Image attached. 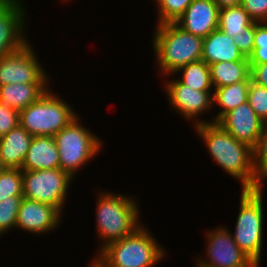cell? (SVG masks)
<instances>
[{
  "instance_id": "1",
  "label": "cell",
  "mask_w": 267,
  "mask_h": 267,
  "mask_svg": "<svg viewBox=\"0 0 267 267\" xmlns=\"http://www.w3.org/2000/svg\"><path fill=\"white\" fill-rule=\"evenodd\" d=\"M194 128L203 139L212 159L241 182L242 190L262 188L256 178L252 147L237 141L216 122L198 119Z\"/></svg>"
},
{
  "instance_id": "2",
  "label": "cell",
  "mask_w": 267,
  "mask_h": 267,
  "mask_svg": "<svg viewBox=\"0 0 267 267\" xmlns=\"http://www.w3.org/2000/svg\"><path fill=\"white\" fill-rule=\"evenodd\" d=\"M152 44L158 68L166 76L202 57L203 38L183 30L175 22L157 24Z\"/></svg>"
},
{
  "instance_id": "3",
  "label": "cell",
  "mask_w": 267,
  "mask_h": 267,
  "mask_svg": "<svg viewBox=\"0 0 267 267\" xmlns=\"http://www.w3.org/2000/svg\"><path fill=\"white\" fill-rule=\"evenodd\" d=\"M142 225L133 233L109 243L94 259L102 267H153L165 256V250Z\"/></svg>"
},
{
  "instance_id": "4",
  "label": "cell",
  "mask_w": 267,
  "mask_h": 267,
  "mask_svg": "<svg viewBox=\"0 0 267 267\" xmlns=\"http://www.w3.org/2000/svg\"><path fill=\"white\" fill-rule=\"evenodd\" d=\"M96 203L98 236L104 242L100 250L111 242L121 240L141 226L139 209L132 196L100 192Z\"/></svg>"
},
{
  "instance_id": "5",
  "label": "cell",
  "mask_w": 267,
  "mask_h": 267,
  "mask_svg": "<svg viewBox=\"0 0 267 267\" xmlns=\"http://www.w3.org/2000/svg\"><path fill=\"white\" fill-rule=\"evenodd\" d=\"M262 192V188L242 190L240 210L232 234L235 243L257 266H260L265 217Z\"/></svg>"
},
{
  "instance_id": "6",
  "label": "cell",
  "mask_w": 267,
  "mask_h": 267,
  "mask_svg": "<svg viewBox=\"0 0 267 267\" xmlns=\"http://www.w3.org/2000/svg\"><path fill=\"white\" fill-rule=\"evenodd\" d=\"M49 91L19 111V124L32 136H54L78 116L69 104Z\"/></svg>"
},
{
  "instance_id": "7",
  "label": "cell",
  "mask_w": 267,
  "mask_h": 267,
  "mask_svg": "<svg viewBox=\"0 0 267 267\" xmlns=\"http://www.w3.org/2000/svg\"><path fill=\"white\" fill-rule=\"evenodd\" d=\"M78 116L54 135L58 148L60 168L72 178L101 148L100 139L83 127Z\"/></svg>"
},
{
  "instance_id": "8",
  "label": "cell",
  "mask_w": 267,
  "mask_h": 267,
  "mask_svg": "<svg viewBox=\"0 0 267 267\" xmlns=\"http://www.w3.org/2000/svg\"><path fill=\"white\" fill-rule=\"evenodd\" d=\"M23 197L56 207L60 212L73 178L61 168L22 171Z\"/></svg>"
},
{
  "instance_id": "9",
  "label": "cell",
  "mask_w": 267,
  "mask_h": 267,
  "mask_svg": "<svg viewBox=\"0 0 267 267\" xmlns=\"http://www.w3.org/2000/svg\"><path fill=\"white\" fill-rule=\"evenodd\" d=\"M46 75L29 41L0 58V86L10 83H49Z\"/></svg>"
},
{
  "instance_id": "10",
  "label": "cell",
  "mask_w": 267,
  "mask_h": 267,
  "mask_svg": "<svg viewBox=\"0 0 267 267\" xmlns=\"http://www.w3.org/2000/svg\"><path fill=\"white\" fill-rule=\"evenodd\" d=\"M207 233V258H199L198 267H258L239 248L226 227H219Z\"/></svg>"
},
{
  "instance_id": "11",
  "label": "cell",
  "mask_w": 267,
  "mask_h": 267,
  "mask_svg": "<svg viewBox=\"0 0 267 267\" xmlns=\"http://www.w3.org/2000/svg\"><path fill=\"white\" fill-rule=\"evenodd\" d=\"M21 0H0V58L24 46L26 27Z\"/></svg>"
},
{
  "instance_id": "12",
  "label": "cell",
  "mask_w": 267,
  "mask_h": 267,
  "mask_svg": "<svg viewBox=\"0 0 267 267\" xmlns=\"http://www.w3.org/2000/svg\"><path fill=\"white\" fill-rule=\"evenodd\" d=\"M237 141L253 149L256 147L265 122L260 119L248 102L227 112L218 122Z\"/></svg>"
},
{
  "instance_id": "13",
  "label": "cell",
  "mask_w": 267,
  "mask_h": 267,
  "mask_svg": "<svg viewBox=\"0 0 267 267\" xmlns=\"http://www.w3.org/2000/svg\"><path fill=\"white\" fill-rule=\"evenodd\" d=\"M165 85L170 106L187 120L193 121L215 105L211 91H198L189 88L178 79L170 80Z\"/></svg>"
},
{
  "instance_id": "14",
  "label": "cell",
  "mask_w": 267,
  "mask_h": 267,
  "mask_svg": "<svg viewBox=\"0 0 267 267\" xmlns=\"http://www.w3.org/2000/svg\"><path fill=\"white\" fill-rule=\"evenodd\" d=\"M62 213L52 205L22 198L15 227L35 234L57 228Z\"/></svg>"
},
{
  "instance_id": "15",
  "label": "cell",
  "mask_w": 267,
  "mask_h": 267,
  "mask_svg": "<svg viewBox=\"0 0 267 267\" xmlns=\"http://www.w3.org/2000/svg\"><path fill=\"white\" fill-rule=\"evenodd\" d=\"M219 10L213 0H192L175 23L195 36L206 38L218 29Z\"/></svg>"
},
{
  "instance_id": "16",
  "label": "cell",
  "mask_w": 267,
  "mask_h": 267,
  "mask_svg": "<svg viewBox=\"0 0 267 267\" xmlns=\"http://www.w3.org/2000/svg\"><path fill=\"white\" fill-rule=\"evenodd\" d=\"M60 168L54 136H34L23 162L22 171Z\"/></svg>"
},
{
  "instance_id": "17",
  "label": "cell",
  "mask_w": 267,
  "mask_h": 267,
  "mask_svg": "<svg viewBox=\"0 0 267 267\" xmlns=\"http://www.w3.org/2000/svg\"><path fill=\"white\" fill-rule=\"evenodd\" d=\"M34 136L20 124L0 137V158L5 168L21 169Z\"/></svg>"
},
{
  "instance_id": "18",
  "label": "cell",
  "mask_w": 267,
  "mask_h": 267,
  "mask_svg": "<svg viewBox=\"0 0 267 267\" xmlns=\"http://www.w3.org/2000/svg\"><path fill=\"white\" fill-rule=\"evenodd\" d=\"M244 55L239 51L233 39L220 29H215L203 38L202 57L209 66L216 62L240 61Z\"/></svg>"
},
{
  "instance_id": "19",
  "label": "cell",
  "mask_w": 267,
  "mask_h": 267,
  "mask_svg": "<svg viewBox=\"0 0 267 267\" xmlns=\"http://www.w3.org/2000/svg\"><path fill=\"white\" fill-rule=\"evenodd\" d=\"M49 88V83L7 84L0 86V102L18 111L37 101Z\"/></svg>"
},
{
  "instance_id": "20",
  "label": "cell",
  "mask_w": 267,
  "mask_h": 267,
  "mask_svg": "<svg viewBox=\"0 0 267 267\" xmlns=\"http://www.w3.org/2000/svg\"><path fill=\"white\" fill-rule=\"evenodd\" d=\"M210 75L213 88L251 81L249 60L216 62L210 65Z\"/></svg>"
},
{
  "instance_id": "21",
  "label": "cell",
  "mask_w": 267,
  "mask_h": 267,
  "mask_svg": "<svg viewBox=\"0 0 267 267\" xmlns=\"http://www.w3.org/2000/svg\"><path fill=\"white\" fill-rule=\"evenodd\" d=\"M250 82L241 81L232 85L214 88L213 104H218L222 110L217 116H212V123H217L227 112L247 102Z\"/></svg>"
},
{
  "instance_id": "22",
  "label": "cell",
  "mask_w": 267,
  "mask_h": 267,
  "mask_svg": "<svg viewBox=\"0 0 267 267\" xmlns=\"http://www.w3.org/2000/svg\"><path fill=\"white\" fill-rule=\"evenodd\" d=\"M253 23L242 6L219 10L218 29L231 38L233 35L247 34V28Z\"/></svg>"
},
{
  "instance_id": "23",
  "label": "cell",
  "mask_w": 267,
  "mask_h": 267,
  "mask_svg": "<svg viewBox=\"0 0 267 267\" xmlns=\"http://www.w3.org/2000/svg\"><path fill=\"white\" fill-rule=\"evenodd\" d=\"M183 74L178 80L189 88L198 91H211L210 66L204 61L199 60L191 62L186 66L181 67L175 73Z\"/></svg>"
},
{
  "instance_id": "24",
  "label": "cell",
  "mask_w": 267,
  "mask_h": 267,
  "mask_svg": "<svg viewBox=\"0 0 267 267\" xmlns=\"http://www.w3.org/2000/svg\"><path fill=\"white\" fill-rule=\"evenodd\" d=\"M11 196H23L22 170L4 168L0 172V202Z\"/></svg>"
},
{
  "instance_id": "25",
  "label": "cell",
  "mask_w": 267,
  "mask_h": 267,
  "mask_svg": "<svg viewBox=\"0 0 267 267\" xmlns=\"http://www.w3.org/2000/svg\"><path fill=\"white\" fill-rule=\"evenodd\" d=\"M158 6L157 24L175 22L191 4L192 0H156Z\"/></svg>"
},
{
  "instance_id": "26",
  "label": "cell",
  "mask_w": 267,
  "mask_h": 267,
  "mask_svg": "<svg viewBox=\"0 0 267 267\" xmlns=\"http://www.w3.org/2000/svg\"><path fill=\"white\" fill-rule=\"evenodd\" d=\"M22 198L23 196H11L0 202V236L15 228Z\"/></svg>"
},
{
  "instance_id": "27",
  "label": "cell",
  "mask_w": 267,
  "mask_h": 267,
  "mask_svg": "<svg viewBox=\"0 0 267 267\" xmlns=\"http://www.w3.org/2000/svg\"><path fill=\"white\" fill-rule=\"evenodd\" d=\"M248 60L249 65L267 63V22H255L254 50Z\"/></svg>"
},
{
  "instance_id": "28",
  "label": "cell",
  "mask_w": 267,
  "mask_h": 267,
  "mask_svg": "<svg viewBox=\"0 0 267 267\" xmlns=\"http://www.w3.org/2000/svg\"><path fill=\"white\" fill-rule=\"evenodd\" d=\"M254 153V169L257 181L262 185L267 180V123L263 127Z\"/></svg>"
},
{
  "instance_id": "29",
  "label": "cell",
  "mask_w": 267,
  "mask_h": 267,
  "mask_svg": "<svg viewBox=\"0 0 267 267\" xmlns=\"http://www.w3.org/2000/svg\"><path fill=\"white\" fill-rule=\"evenodd\" d=\"M247 102L257 116L267 123V88L250 82Z\"/></svg>"
},
{
  "instance_id": "30",
  "label": "cell",
  "mask_w": 267,
  "mask_h": 267,
  "mask_svg": "<svg viewBox=\"0 0 267 267\" xmlns=\"http://www.w3.org/2000/svg\"><path fill=\"white\" fill-rule=\"evenodd\" d=\"M19 125V111L0 102V137Z\"/></svg>"
},
{
  "instance_id": "31",
  "label": "cell",
  "mask_w": 267,
  "mask_h": 267,
  "mask_svg": "<svg viewBox=\"0 0 267 267\" xmlns=\"http://www.w3.org/2000/svg\"><path fill=\"white\" fill-rule=\"evenodd\" d=\"M241 6L254 22H267V0H243Z\"/></svg>"
},
{
  "instance_id": "32",
  "label": "cell",
  "mask_w": 267,
  "mask_h": 267,
  "mask_svg": "<svg viewBox=\"0 0 267 267\" xmlns=\"http://www.w3.org/2000/svg\"><path fill=\"white\" fill-rule=\"evenodd\" d=\"M255 22L247 28V34L233 35L232 39L244 57H249L254 50Z\"/></svg>"
},
{
  "instance_id": "33",
  "label": "cell",
  "mask_w": 267,
  "mask_h": 267,
  "mask_svg": "<svg viewBox=\"0 0 267 267\" xmlns=\"http://www.w3.org/2000/svg\"><path fill=\"white\" fill-rule=\"evenodd\" d=\"M250 78L253 83L267 88V63L250 65Z\"/></svg>"
},
{
  "instance_id": "34",
  "label": "cell",
  "mask_w": 267,
  "mask_h": 267,
  "mask_svg": "<svg viewBox=\"0 0 267 267\" xmlns=\"http://www.w3.org/2000/svg\"><path fill=\"white\" fill-rule=\"evenodd\" d=\"M219 9L241 6L243 0H213Z\"/></svg>"
},
{
  "instance_id": "35",
  "label": "cell",
  "mask_w": 267,
  "mask_h": 267,
  "mask_svg": "<svg viewBox=\"0 0 267 267\" xmlns=\"http://www.w3.org/2000/svg\"><path fill=\"white\" fill-rule=\"evenodd\" d=\"M89 267H102L97 261L93 259V262L90 264Z\"/></svg>"
},
{
  "instance_id": "36",
  "label": "cell",
  "mask_w": 267,
  "mask_h": 267,
  "mask_svg": "<svg viewBox=\"0 0 267 267\" xmlns=\"http://www.w3.org/2000/svg\"><path fill=\"white\" fill-rule=\"evenodd\" d=\"M5 167L2 165L1 158H0V172L4 169Z\"/></svg>"
}]
</instances>
